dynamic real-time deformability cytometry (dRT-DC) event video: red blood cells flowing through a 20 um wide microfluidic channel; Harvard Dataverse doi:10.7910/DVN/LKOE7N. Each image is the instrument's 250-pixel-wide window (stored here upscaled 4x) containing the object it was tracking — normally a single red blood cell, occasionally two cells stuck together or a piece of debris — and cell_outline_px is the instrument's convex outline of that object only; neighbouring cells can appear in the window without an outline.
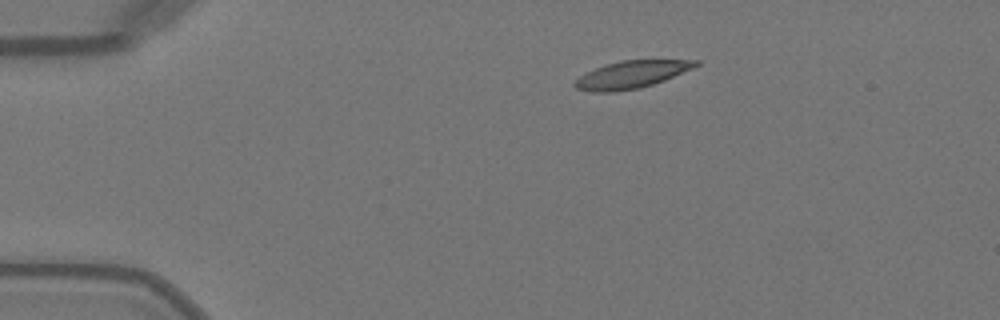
{"species": "Egyptian fruit bat (a non-hibernating species)", "species_latin": "Rousettus aegyptiacus", "temperature_condition": "warm", "stored_images_in_passage": 8, "camera_frame_rate_fps": 3000, "um_per_image_px": 0.085, "animal": {"sex": "female"}, "frame": {"image": 1, "passage_image": 1, "time_ms": 0.0, "image_size_px": [1000, 320], "cell_outline_px": [[700, 64], [692, 68], [664, 80], [640, 88], [612, 92], [592, 92], [576, 88], [572, 84], [580, 76], [604, 64], [620, 60], [700, 60]], "centroid_in_image_um": [53.65, 6.33], "position_along_channel_um": 31.3, "area_um2": 19.13}}